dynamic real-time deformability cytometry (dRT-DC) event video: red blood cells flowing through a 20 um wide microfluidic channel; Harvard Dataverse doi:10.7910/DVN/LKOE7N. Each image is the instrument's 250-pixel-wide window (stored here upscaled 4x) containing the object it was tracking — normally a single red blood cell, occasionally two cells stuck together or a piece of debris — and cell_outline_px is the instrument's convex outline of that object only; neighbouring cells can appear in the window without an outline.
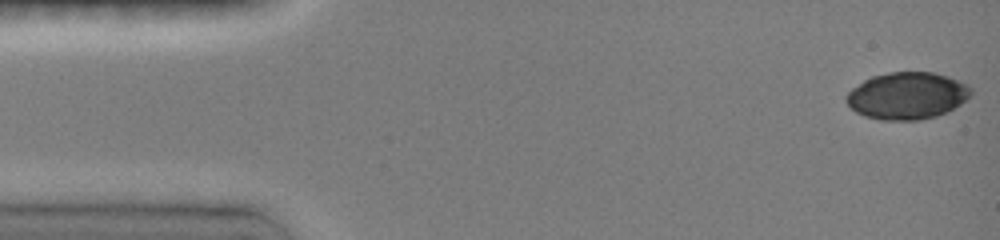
{"species": "common noctule bat (a hibernating species)", "species_latin": "Nyctalus noctula", "temperature_condition": "room temperature", "stored_images_in_passage": 10, "camera_frame_rate_fps": 3000, "um_per_image_px": 0.085, "animal": {"sex": "female", "body_mass_g": 19.0, "forearm_length_mm": 51.5}, "frame": {"image": 1, "passage_image": 1, "time_ms": 0.0, "image_size_px": [1000, 240], "cell_outline_px": [[972, 96], [948, 112], [936, 116], [920, 120], [880, 120], [864, 116], [856, 112], [844, 100], [844, 96], [852, 88], [864, 80], [872, 76], [888, 72], [932, 72], [948, 76], [968, 84], [972, 88]], "centroid_in_image_um": [77.12, 8.14], "position_along_channel_um": 7.9, "area_um2": 34.51}}